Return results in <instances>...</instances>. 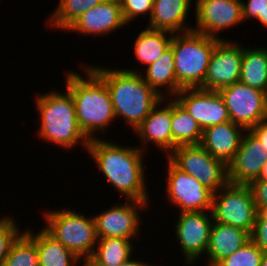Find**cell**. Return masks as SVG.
I'll return each instance as SVG.
<instances>
[{"instance_id": "4fadbf2b", "label": "cell", "mask_w": 267, "mask_h": 266, "mask_svg": "<svg viewBox=\"0 0 267 266\" xmlns=\"http://www.w3.org/2000/svg\"><path fill=\"white\" fill-rule=\"evenodd\" d=\"M192 30L224 40L218 34L244 22L241 0H195ZM221 37V38H220Z\"/></svg>"}, {"instance_id": "e575fe53", "label": "cell", "mask_w": 267, "mask_h": 266, "mask_svg": "<svg viewBox=\"0 0 267 266\" xmlns=\"http://www.w3.org/2000/svg\"><path fill=\"white\" fill-rule=\"evenodd\" d=\"M249 186L257 211H267V181L254 180Z\"/></svg>"}, {"instance_id": "9a60e30c", "label": "cell", "mask_w": 267, "mask_h": 266, "mask_svg": "<svg viewBox=\"0 0 267 266\" xmlns=\"http://www.w3.org/2000/svg\"><path fill=\"white\" fill-rule=\"evenodd\" d=\"M174 98L197 121L202 130L230 121L228 109L218 91L183 88Z\"/></svg>"}, {"instance_id": "484cf974", "label": "cell", "mask_w": 267, "mask_h": 266, "mask_svg": "<svg viewBox=\"0 0 267 266\" xmlns=\"http://www.w3.org/2000/svg\"><path fill=\"white\" fill-rule=\"evenodd\" d=\"M171 124L172 151L177 146L200 144L203 130L174 97L172 99Z\"/></svg>"}, {"instance_id": "d6a6232c", "label": "cell", "mask_w": 267, "mask_h": 266, "mask_svg": "<svg viewBox=\"0 0 267 266\" xmlns=\"http://www.w3.org/2000/svg\"><path fill=\"white\" fill-rule=\"evenodd\" d=\"M242 2V16L244 22L249 19L259 21L267 28V0H247Z\"/></svg>"}, {"instance_id": "83f0119b", "label": "cell", "mask_w": 267, "mask_h": 266, "mask_svg": "<svg viewBox=\"0 0 267 266\" xmlns=\"http://www.w3.org/2000/svg\"><path fill=\"white\" fill-rule=\"evenodd\" d=\"M104 0H59L58 6L49 14L47 26L65 31L84 12L92 9Z\"/></svg>"}, {"instance_id": "ba28073f", "label": "cell", "mask_w": 267, "mask_h": 266, "mask_svg": "<svg viewBox=\"0 0 267 266\" xmlns=\"http://www.w3.org/2000/svg\"><path fill=\"white\" fill-rule=\"evenodd\" d=\"M166 157L176 168L198 179L213 193L229 182L227 165L211 156L200 144L177 146Z\"/></svg>"}, {"instance_id": "4dcf8cb0", "label": "cell", "mask_w": 267, "mask_h": 266, "mask_svg": "<svg viewBox=\"0 0 267 266\" xmlns=\"http://www.w3.org/2000/svg\"><path fill=\"white\" fill-rule=\"evenodd\" d=\"M15 219L10 215L3 216L0 218V266L6 259L11 244L17 239L22 233L19 230V225Z\"/></svg>"}, {"instance_id": "8d00e7d4", "label": "cell", "mask_w": 267, "mask_h": 266, "mask_svg": "<svg viewBox=\"0 0 267 266\" xmlns=\"http://www.w3.org/2000/svg\"><path fill=\"white\" fill-rule=\"evenodd\" d=\"M132 257L133 256H131L126 261H124L122 264L115 265V266H152L151 263L139 261L140 259H133ZM82 265L84 266V264Z\"/></svg>"}, {"instance_id": "2e32d148", "label": "cell", "mask_w": 267, "mask_h": 266, "mask_svg": "<svg viewBox=\"0 0 267 266\" xmlns=\"http://www.w3.org/2000/svg\"><path fill=\"white\" fill-rule=\"evenodd\" d=\"M266 161L267 152L262 144L250 130H246L235 157L227 165L229 183L249 185L258 179Z\"/></svg>"}, {"instance_id": "5b68a950", "label": "cell", "mask_w": 267, "mask_h": 266, "mask_svg": "<svg viewBox=\"0 0 267 266\" xmlns=\"http://www.w3.org/2000/svg\"><path fill=\"white\" fill-rule=\"evenodd\" d=\"M221 39L194 30L173 34L177 93L183 88L204 89L211 54Z\"/></svg>"}, {"instance_id": "9c48e42d", "label": "cell", "mask_w": 267, "mask_h": 266, "mask_svg": "<svg viewBox=\"0 0 267 266\" xmlns=\"http://www.w3.org/2000/svg\"><path fill=\"white\" fill-rule=\"evenodd\" d=\"M230 121L249 130L267 119V93L239 82L218 91Z\"/></svg>"}, {"instance_id": "ac0fdd59", "label": "cell", "mask_w": 267, "mask_h": 266, "mask_svg": "<svg viewBox=\"0 0 267 266\" xmlns=\"http://www.w3.org/2000/svg\"><path fill=\"white\" fill-rule=\"evenodd\" d=\"M162 98L151 110L147 118L134 132L143 143L139 147L145 151L149 143H154L157 149L164 151L168 156L172 152V98ZM169 101V102H168ZM164 106L160 107L162 104Z\"/></svg>"}, {"instance_id": "603a6c76", "label": "cell", "mask_w": 267, "mask_h": 266, "mask_svg": "<svg viewBox=\"0 0 267 266\" xmlns=\"http://www.w3.org/2000/svg\"><path fill=\"white\" fill-rule=\"evenodd\" d=\"M25 230L23 232L36 244L39 266L81 265L79 263L81 260L52 237L43 227L35 233L33 229Z\"/></svg>"}, {"instance_id": "7c38bea8", "label": "cell", "mask_w": 267, "mask_h": 266, "mask_svg": "<svg viewBox=\"0 0 267 266\" xmlns=\"http://www.w3.org/2000/svg\"><path fill=\"white\" fill-rule=\"evenodd\" d=\"M174 234L180 245L185 265L193 266L206 254L213 224L211 211L179 212Z\"/></svg>"}, {"instance_id": "1f68e13d", "label": "cell", "mask_w": 267, "mask_h": 266, "mask_svg": "<svg viewBox=\"0 0 267 266\" xmlns=\"http://www.w3.org/2000/svg\"><path fill=\"white\" fill-rule=\"evenodd\" d=\"M121 12L125 23L128 25L134 19L149 14L152 15L154 0H119ZM141 15V16H140ZM138 17V18H137ZM130 22V23H129Z\"/></svg>"}, {"instance_id": "836d02e7", "label": "cell", "mask_w": 267, "mask_h": 266, "mask_svg": "<svg viewBox=\"0 0 267 266\" xmlns=\"http://www.w3.org/2000/svg\"><path fill=\"white\" fill-rule=\"evenodd\" d=\"M250 239L263 251H267V211H257Z\"/></svg>"}, {"instance_id": "ffe728a7", "label": "cell", "mask_w": 267, "mask_h": 266, "mask_svg": "<svg viewBox=\"0 0 267 266\" xmlns=\"http://www.w3.org/2000/svg\"><path fill=\"white\" fill-rule=\"evenodd\" d=\"M250 240V234L232 225L214 222L210 231L209 244L205 262L208 266H216L222 259L234 254Z\"/></svg>"}, {"instance_id": "f1b7e54d", "label": "cell", "mask_w": 267, "mask_h": 266, "mask_svg": "<svg viewBox=\"0 0 267 266\" xmlns=\"http://www.w3.org/2000/svg\"><path fill=\"white\" fill-rule=\"evenodd\" d=\"M2 266H39L36 244L23 231L11 244Z\"/></svg>"}, {"instance_id": "d6986e66", "label": "cell", "mask_w": 267, "mask_h": 266, "mask_svg": "<svg viewBox=\"0 0 267 266\" xmlns=\"http://www.w3.org/2000/svg\"><path fill=\"white\" fill-rule=\"evenodd\" d=\"M246 129L231 121L207 127L200 145L214 158L228 165L239 149Z\"/></svg>"}, {"instance_id": "d4e9b609", "label": "cell", "mask_w": 267, "mask_h": 266, "mask_svg": "<svg viewBox=\"0 0 267 266\" xmlns=\"http://www.w3.org/2000/svg\"><path fill=\"white\" fill-rule=\"evenodd\" d=\"M133 240L123 238H99L94 252L84 266H115L133 256Z\"/></svg>"}, {"instance_id": "30bf717a", "label": "cell", "mask_w": 267, "mask_h": 266, "mask_svg": "<svg viewBox=\"0 0 267 266\" xmlns=\"http://www.w3.org/2000/svg\"><path fill=\"white\" fill-rule=\"evenodd\" d=\"M148 204L149 202L124 199V203H118L102 213L93 215L97 239H137L140 235L141 221H143L141 210L148 209L146 207Z\"/></svg>"}, {"instance_id": "cb8c5ba5", "label": "cell", "mask_w": 267, "mask_h": 266, "mask_svg": "<svg viewBox=\"0 0 267 266\" xmlns=\"http://www.w3.org/2000/svg\"><path fill=\"white\" fill-rule=\"evenodd\" d=\"M172 38L173 33L169 31L145 27L134 42L136 60L146 67L153 64L170 47Z\"/></svg>"}, {"instance_id": "7a4b0ae2", "label": "cell", "mask_w": 267, "mask_h": 266, "mask_svg": "<svg viewBox=\"0 0 267 266\" xmlns=\"http://www.w3.org/2000/svg\"><path fill=\"white\" fill-rule=\"evenodd\" d=\"M83 67L85 78L74 70L66 72L65 89L73 97L79 128L92 140L100 138L95 136L99 132L104 134L108 130L115 112L105 82L87 64Z\"/></svg>"}, {"instance_id": "d590c367", "label": "cell", "mask_w": 267, "mask_h": 266, "mask_svg": "<svg viewBox=\"0 0 267 266\" xmlns=\"http://www.w3.org/2000/svg\"><path fill=\"white\" fill-rule=\"evenodd\" d=\"M249 130L258 138L264 151L267 152V119L259 122Z\"/></svg>"}, {"instance_id": "f35d334b", "label": "cell", "mask_w": 267, "mask_h": 266, "mask_svg": "<svg viewBox=\"0 0 267 266\" xmlns=\"http://www.w3.org/2000/svg\"><path fill=\"white\" fill-rule=\"evenodd\" d=\"M260 266H267V251L263 252Z\"/></svg>"}, {"instance_id": "74e56055", "label": "cell", "mask_w": 267, "mask_h": 266, "mask_svg": "<svg viewBox=\"0 0 267 266\" xmlns=\"http://www.w3.org/2000/svg\"><path fill=\"white\" fill-rule=\"evenodd\" d=\"M256 180L267 181V161L264 163V166L261 170V173H260L258 179H256Z\"/></svg>"}, {"instance_id": "3957f363", "label": "cell", "mask_w": 267, "mask_h": 266, "mask_svg": "<svg viewBox=\"0 0 267 266\" xmlns=\"http://www.w3.org/2000/svg\"><path fill=\"white\" fill-rule=\"evenodd\" d=\"M105 82L114 108L115 118L122 117L135 132L162 99L139 72L88 64Z\"/></svg>"}, {"instance_id": "8992f818", "label": "cell", "mask_w": 267, "mask_h": 266, "mask_svg": "<svg viewBox=\"0 0 267 266\" xmlns=\"http://www.w3.org/2000/svg\"><path fill=\"white\" fill-rule=\"evenodd\" d=\"M43 228L84 264L92 256L97 244L94 217L68 208L43 211Z\"/></svg>"}, {"instance_id": "e0dca14e", "label": "cell", "mask_w": 267, "mask_h": 266, "mask_svg": "<svg viewBox=\"0 0 267 266\" xmlns=\"http://www.w3.org/2000/svg\"><path fill=\"white\" fill-rule=\"evenodd\" d=\"M127 25L121 12L119 0H104L84 12L65 31L80 32L83 35L107 36Z\"/></svg>"}, {"instance_id": "5bb4252c", "label": "cell", "mask_w": 267, "mask_h": 266, "mask_svg": "<svg viewBox=\"0 0 267 266\" xmlns=\"http://www.w3.org/2000/svg\"><path fill=\"white\" fill-rule=\"evenodd\" d=\"M244 47L227 39L220 40L210 57L204 90L219 91L240 81Z\"/></svg>"}, {"instance_id": "52a82bcc", "label": "cell", "mask_w": 267, "mask_h": 266, "mask_svg": "<svg viewBox=\"0 0 267 266\" xmlns=\"http://www.w3.org/2000/svg\"><path fill=\"white\" fill-rule=\"evenodd\" d=\"M214 222L232 225L252 233L257 209L249 185L227 183L212 195Z\"/></svg>"}, {"instance_id": "4316f807", "label": "cell", "mask_w": 267, "mask_h": 266, "mask_svg": "<svg viewBox=\"0 0 267 266\" xmlns=\"http://www.w3.org/2000/svg\"><path fill=\"white\" fill-rule=\"evenodd\" d=\"M240 82L267 93V48L244 47Z\"/></svg>"}, {"instance_id": "44dd1931", "label": "cell", "mask_w": 267, "mask_h": 266, "mask_svg": "<svg viewBox=\"0 0 267 266\" xmlns=\"http://www.w3.org/2000/svg\"><path fill=\"white\" fill-rule=\"evenodd\" d=\"M191 4L192 0H154L148 27L173 34L192 30L193 26L186 22Z\"/></svg>"}, {"instance_id": "f546056e", "label": "cell", "mask_w": 267, "mask_h": 266, "mask_svg": "<svg viewBox=\"0 0 267 266\" xmlns=\"http://www.w3.org/2000/svg\"><path fill=\"white\" fill-rule=\"evenodd\" d=\"M263 251L250 239L234 254L222 259L216 266H260Z\"/></svg>"}, {"instance_id": "6da1fadb", "label": "cell", "mask_w": 267, "mask_h": 266, "mask_svg": "<svg viewBox=\"0 0 267 266\" xmlns=\"http://www.w3.org/2000/svg\"><path fill=\"white\" fill-rule=\"evenodd\" d=\"M88 154L95 161L107 183L125 200L150 202L144 174V155L138 145L126 146L104 138L89 140Z\"/></svg>"}, {"instance_id": "7402d4cb", "label": "cell", "mask_w": 267, "mask_h": 266, "mask_svg": "<svg viewBox=\"0 0 267 266\" xmlns=\"http://www.w3.org/2000/svg\"><path fill=\"white\" fill-rule=\"evenodd\" d=\"M125 70L141 73L144 81L162 98H173L177 94L174 53L171 46L156 62L144 69L145 74L137 69H128V67ZM163 88L167 89V93Z\"/></svg>"}, {"instance_id": "8fae6325", "label": "cell", "mask_w": 267, "mask_h": 266, "mask_svg": "<svg viewBox=\"0 0 267 266\" xmlns=\"http://www.w3.org/2000/svg\"><path fill=\"white\" fill-rule=\"evenodd\" d=\"M166 193L169 203L175 205L180 212L211 211L213 192L201 184L190 174L176 168L167 161Z\"/></svg>"}, {"instance_id": "277c9868", "label": "cell", "mask_w": 267, "mask_h": 266, "mask_svg": "<svg viewBox=\"0 0 267 266\" xmlns=\"http://www.w3.org/2000/svg\"><path fill=\"white\" fill-rule=\"evenodd\" d=\"M51 90L36 97V109L39 112L38 136L66 150L73 149L79 143L87 151L89 140L83 134L76 119L75 105L70 92Z\"/></svg>"}]
</instances>
